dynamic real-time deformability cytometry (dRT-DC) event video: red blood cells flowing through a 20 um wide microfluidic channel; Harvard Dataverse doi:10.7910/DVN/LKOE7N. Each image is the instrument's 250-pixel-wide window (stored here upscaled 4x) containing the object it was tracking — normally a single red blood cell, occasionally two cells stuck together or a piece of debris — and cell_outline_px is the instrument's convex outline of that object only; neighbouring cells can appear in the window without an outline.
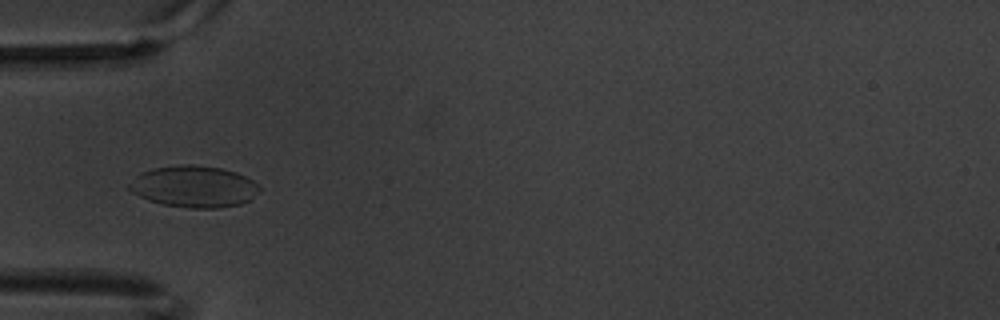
{"species": "common noctule bat (a hibernating species)", "species_latin": "Nyctalus noctula", "temperature_condition": "warm", "stored_images_in_passage": 8, "camera_frame_rate_fps": 3000, "um_per_image_px": 0.085, "animal": {"sex": "male", "body_mass_g": 20.1, "forearm_length_mm": 53.5}, "frame": {"image": 1, "passage_image": 5, "time_ms": 1.333, "image_size_px": [1000, 320], "cell_outline_px": [[264, 188], [260, 192], [248, 200], [240, 204], [220, 208], [188, 208], [160, 204], [148, 200], [132, 192], [128, 188], [128, 184], [140, 172], [152, 168], [184, 164], [192, 164], [220, 168], [236, 172], [260, 184]], "centroid_in_image_um": [16.5, 15.86], "position_along_channel_um": 68.5, "area_um2": 31.85}}
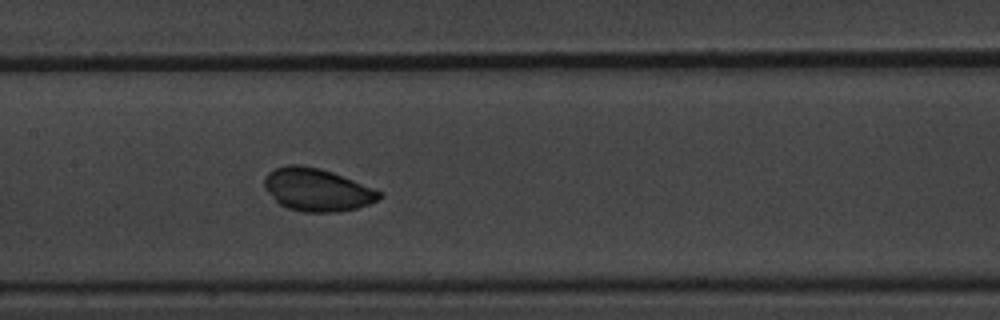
{"frame": {"image": 2, "passage_image": 8, "time_ms": 2.333, "image_size_px": [1000, 320], "cell_outline_px": [[384, 196], [368, 204], [356, 208], [340, 212], [304, 212], [288, 208], [280, 204], [264, 188], [264, 176], [268, 172], [276, 168], [288, 164], [300, 164], [320, 168], [332, 172], [384, 192]], "centroid_in_image_um": [26.95, 16.12], "position_along_channel_um": 180.4, "area_um2": 28.67}}